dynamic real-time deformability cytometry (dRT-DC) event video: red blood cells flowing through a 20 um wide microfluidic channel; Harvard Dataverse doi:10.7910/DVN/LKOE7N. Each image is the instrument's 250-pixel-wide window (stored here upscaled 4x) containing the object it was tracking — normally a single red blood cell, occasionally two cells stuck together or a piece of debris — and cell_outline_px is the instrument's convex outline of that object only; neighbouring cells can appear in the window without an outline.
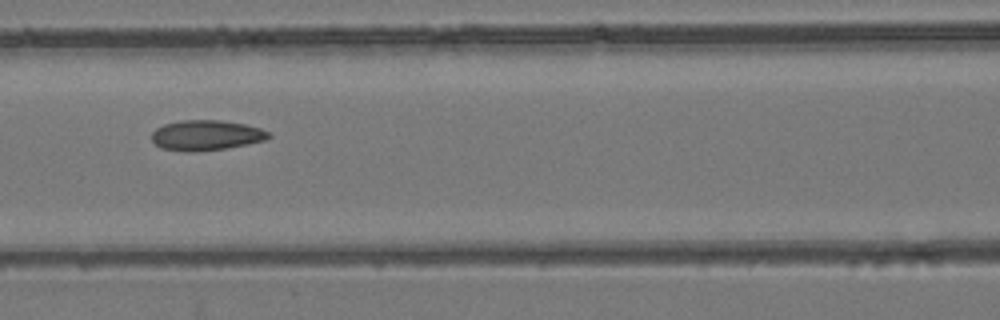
{"species": "common noctule bat (a hibernating species)", "species_latin": "Nyctalus noctula", "temperature_condition": "room temperature", "stored_images_in_passage": 29, "camera_frame_rate_fps": 3000, "um_per_image_px": 0.085, "animal": {"sex": "female", "body_mass_g": 24.6, "forearm_length_mm": 56.2}, "frame": {"image": 1, "passage_image": 24, "time_ms": 7.667, "image_size_px": [1000, 320], "cell_outline_px": [[272, 136], [264, 140], [248, 144], [228, 148], [192, 152], [188, 152], [160, 148], [152, 140], [152, 132], [156, 128], [164, 124], [180, 120], [220, 120], [244, 124], [260, 128], [268, 132]], "centroid_in_image_um": [17.51, 11.5], "position_along_channel_um": 149.1, "area_um2": 20.63}}
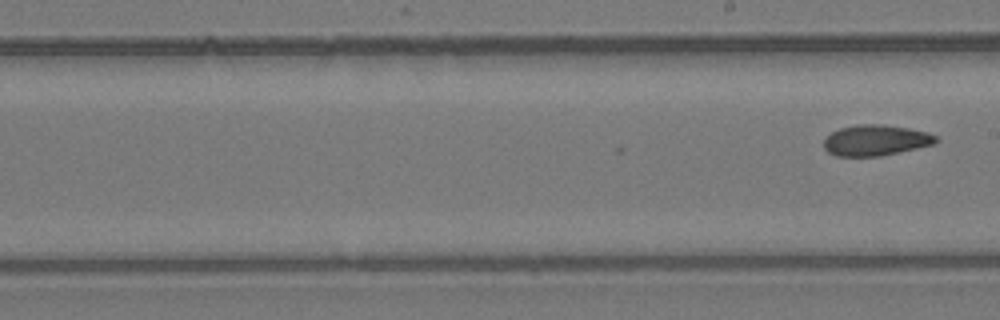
{"frame": {"image": 2, "passage_image": 29, "time_ms": 9.333, "image_size_px": [1000, 320], "cell_outline_px": [[940, 140], [936, 144], [880, 156], [836, 156], [828, 152], [824, 148], [824, 140], [832, 132], [840, 128], [856, 124], [884, 124], [908, 128], [928, 132], [936, 136]], "centroid_in_image_um": [74.46, 11.92], "position_along_channel_um": 214.5, "area_um2": 20.23}}